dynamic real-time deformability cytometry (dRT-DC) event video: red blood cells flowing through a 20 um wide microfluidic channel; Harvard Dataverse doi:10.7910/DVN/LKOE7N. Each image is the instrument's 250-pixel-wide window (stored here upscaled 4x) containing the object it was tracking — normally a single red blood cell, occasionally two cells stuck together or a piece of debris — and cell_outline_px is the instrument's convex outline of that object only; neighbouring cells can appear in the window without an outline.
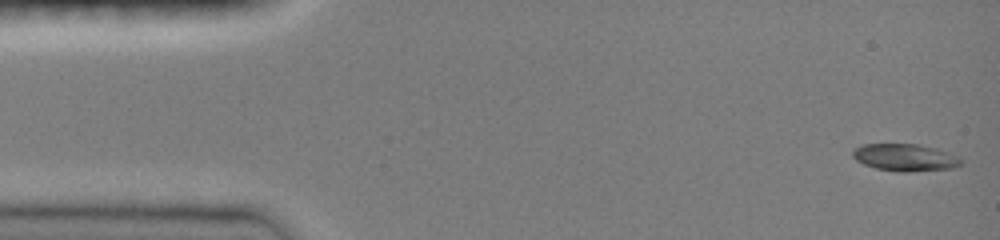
{"species": "common noctule bat (a hibernating species)", "species_latin": "Nyctalus noctula", "temperature_condition": "room temperature", "stored_images_in_passage": 82, "camera_frame_rate_fps": 3000, "um_per_image_px": 0.085, "animal": {"sex": "female", "body_mass_g": 19.0, "forearm_length_mm": 51.5}, "frame": {"image": 1, "passage_image": 1, "time_ms": 0.0, "image_size_px": [1000, 240], "cell_outline_px": [[964, 160], [960, 164], [952, 168], [904, 172], [876, 168], [864, 164], [856, 160], [852, 156], [852, 148], [864, 144], [916, 144], [936, 148], [956, 156]], "centroid_in_image_um": [76.89, 13.37], "position_along_channel_um": 8.1, "area_um2": 16.99}}
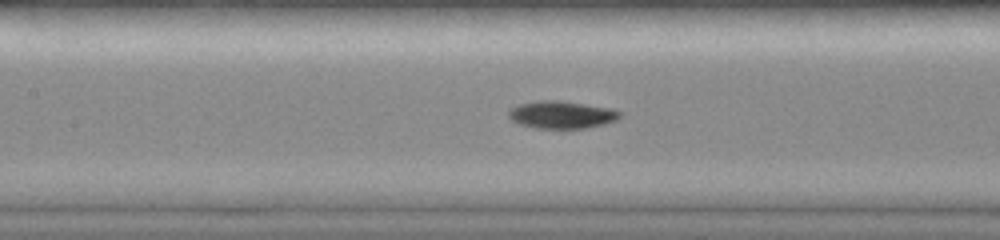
{"frame": {"image": 2, "passage_image": 47, "time_ms": 6.667, "image_size_px": [1000, 240], "cell_outline_px": [[620, 116], [616, 120], [604, 124], [588, 128], [536, 128], [520, 124], [512, 120], [508, 116], [508, 108], [520, 104], [536, 100], [556, 100], [612, 108], [620, 112]], "centroid_in_image_um": [47.71, 9.75], "position_along_channel_um": 159.7, "area_um2": 17.8}}
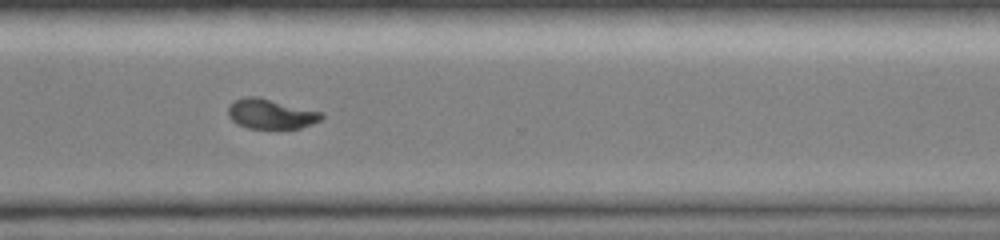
{"frame": {"image": 3, "passage_image": 81, "time_ms": 11.333, "image_size_px": [1000, 240], "cell_outline_px": [[324, 116], [320, 120], [312, 124], [300, 128], [248, 128], [236, 124], [228, 116], [228, 108], [236, 100], [244, 96], [256, 96], [324, 112]], "centroid_in_image_um": [23.04, 9.68], "position_along_channel_um": 347.6, "area_um2": 16.24}}